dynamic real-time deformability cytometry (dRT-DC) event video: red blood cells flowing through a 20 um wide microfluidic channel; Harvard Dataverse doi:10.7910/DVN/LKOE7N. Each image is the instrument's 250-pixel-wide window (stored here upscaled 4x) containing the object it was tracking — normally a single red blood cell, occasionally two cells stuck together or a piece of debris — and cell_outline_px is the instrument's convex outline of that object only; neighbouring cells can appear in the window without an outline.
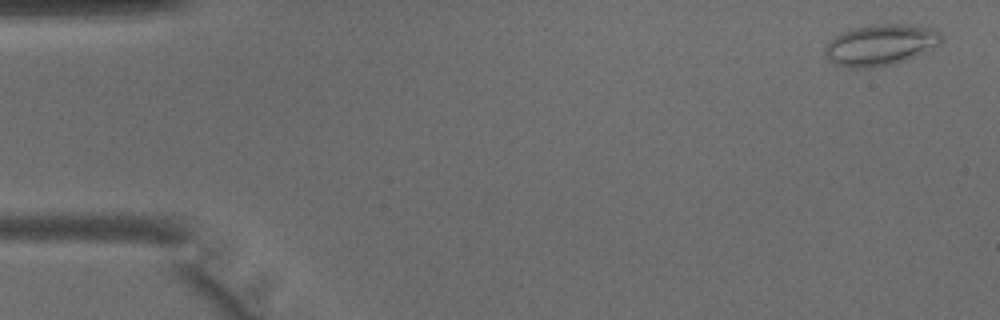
{"species": "common noctule bat (a hibernating species)", "species_latin": "Nyctalus noctula", "temperature_condition": "warm", "stored_images_in_passage": 43, "camera_frame_rate_fps": 3000, "um_per_image_px": 0.085, "animal": {"sex": "male", "body_mass_g": 15.6}, "frame": {"image": 1, "passage_image": 2, "time_ms": 0.333, "image_size_px": [1000, 320], "cell_outline_px": [[944, 36], [940, 44], [924, 52], [904, 60], [888, 64], [868, 68], [852, 68], [836, 64], [824, 52], [824, 48], [836, 36], [852, 28], [884, 24], [908, 24], [936, 28]], "centroid_in_image_um": [74.91, 3.79], "position_along_channel_um": 10.1, "area_um2": 27.4}}
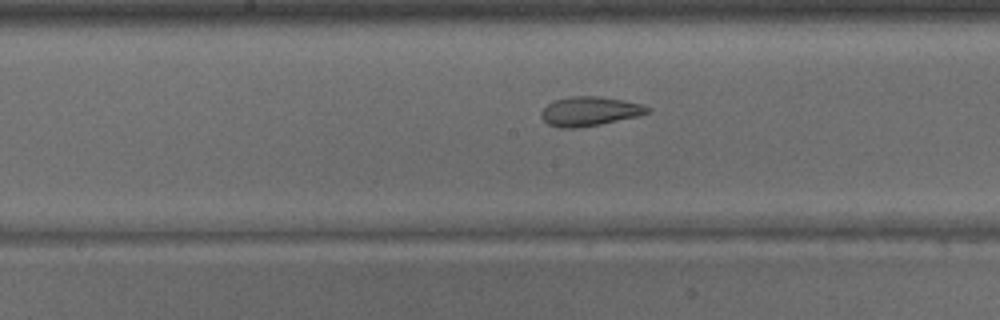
{"frame": {"image": 2, "passage_image": 22, "time_ms": 7.0, "image_size_px": [1000, 320], "cell_outline_px": [[652, 108], [648, 112], [636, 116], [600, 124], [576, 128], [560, 128], [548, 124], [540, 116], [540, 112], [548, 104], [556, 100], [568, 96], [600, 96], [624, 100], [640, 104]], "centroid_in_image_um": [50.09, 9.45], "position_along_channel_um": 198.1, "area_um2": 17.98}}
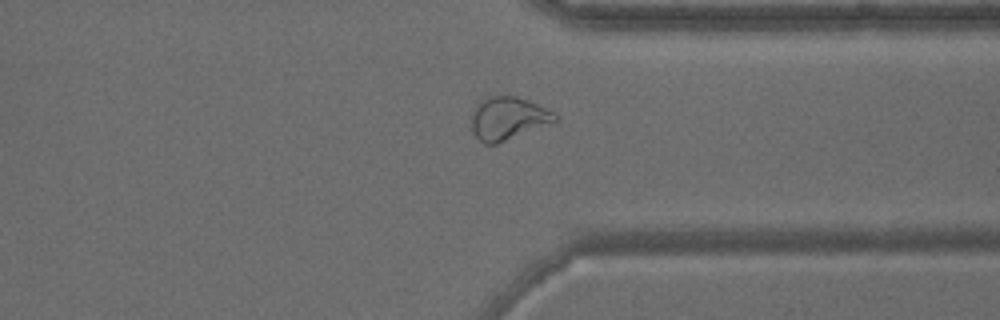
{"frame": {"image": 3, "passage_image": 33, "time_ms": 10.667, "image_size_px": [1000, 320], "cell_outline_px": [[560, 120], [496, 144], [484, 144], [472, 132], [472, 108], [480, 100], [488, 96], [516, 96], [528, 100], [560, 116]], "centroid_in_image_um": [43.16, 10.05], "position_along_channel_um": 368.2, "area_um2": 20.92}}